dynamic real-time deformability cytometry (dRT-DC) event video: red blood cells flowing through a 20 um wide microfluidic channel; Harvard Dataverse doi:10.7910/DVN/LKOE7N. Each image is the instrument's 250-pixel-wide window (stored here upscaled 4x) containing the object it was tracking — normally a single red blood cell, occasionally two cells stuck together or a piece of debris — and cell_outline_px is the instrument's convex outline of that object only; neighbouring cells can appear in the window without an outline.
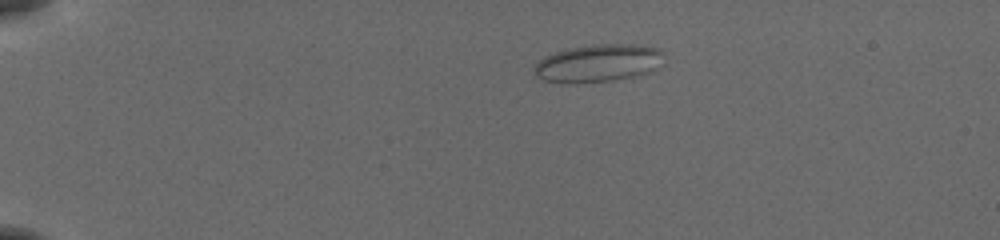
{"species": "common noctule bat (a hibernating species)", "species_latin": "Nyctalus noctula", "temperature_condition": "cold", "stored_images_in_passage": 43, "camera_frame_rate_fps": 3000, "um_per_image_px": 0.085, "animal": {"sex": "female", "body_mass_g": 19.5, "forearm_length_mm": 54.1}, "frame": {"image": 1, "passage_image": 1, "time_ms": 0.0, "image_size_px": [1000, 240], "cell_outline_px": [[664, 64], [660, 68], [632, 76], [612, 80], [576, 84], [544, 80], [536, 76], [532, 72], [532, 68], [544, 56], [568, 48], [592, 44], [636, 44], [660, 48], [664, 52]], "centroid_in_image_um": [50.88, 5.36], "position_along_channel_um": 34.1, "area_um2": 28.9}}
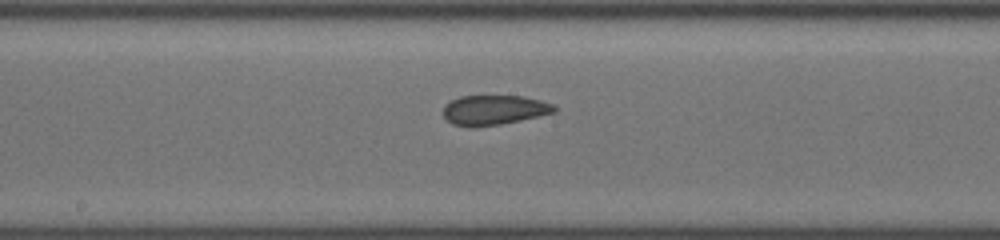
{"frame": {"image": 2, "passage_image": 20, "time_ms": 6.333, "image_size_px": [1000, 240], "cell_outline_px": [[560, 108], [556, 112], [520, 120], [500, 124], [472, 128], [468, 128], [452, 124], [444, 116], [444, 104], [460, 96], [524, 96], [540, 100], [552, 104]], "centroid_in_image_um": [42.0, 9.36], "position_along_channel_um": 206.2, "area_um2": 19.42}}
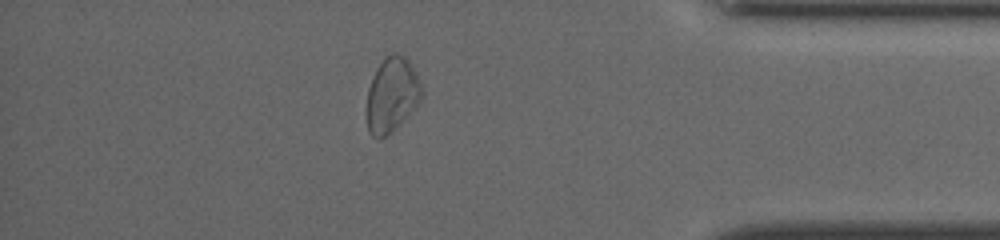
{"frame": {"image": 3, "passage_image": 37, "time_ms": 12.0, "image_size_px": [1000, 240], "cell_outline_px": [[424, 92], [420, 100], [380, 140], [372, 136], [368, 132], [368, 88], [372, 76], [376, 68], [384, 56], [392, 52], [396, 52], [404, 56], [408, 60], [416, 72]], "centroid_in_image_um": [33.3, 7.96], "position_along_channel_um": 401.9, "area_um2": 23.29}, "authors_computed_cell_mechanics": {"area_um2": 20.6346, "velocity_mm_per_s": 3.8887, "shape_relaxation_time_tau1_ms": null, "shape_relaxation_time_tau2_ms": 2.2206, "deformation_change_tau1": null, "deformation_change_tau2": 0.0905}}